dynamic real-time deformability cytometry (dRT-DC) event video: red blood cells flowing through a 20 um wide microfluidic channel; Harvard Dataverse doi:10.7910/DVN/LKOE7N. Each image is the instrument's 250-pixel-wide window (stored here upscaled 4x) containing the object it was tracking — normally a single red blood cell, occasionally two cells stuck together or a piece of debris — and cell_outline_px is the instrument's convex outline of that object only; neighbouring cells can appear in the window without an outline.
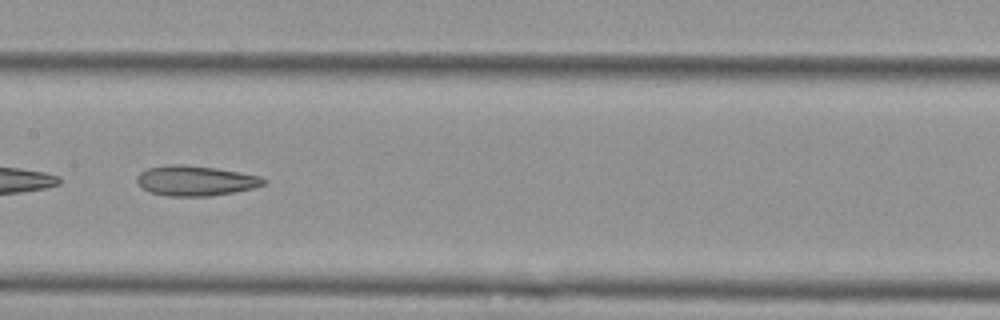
{"species": "Egyptian fruit bat (a non-hibernating species)", "species_latin": "Rousettus aegyptiacus", "temperature_condition": "cold", "stored_images_in_passage": 25, "camera_frame_rate_fps": 3000, "um_per_image_px": 0.085, "animal": {"sex": "female"}, "frame": {"image": 1, "passage_image": 15, "time_ms": 4.667, "image_size_px": [1000, 320], "cell_outline_px": [[268, 180], [264, 184], [256, 188], [208, 196], [168, 196], [152, 192], [144, 188], [136, 180], [136, 176], [140, 172], [148, 168], [168, 164], [180, 164], [216, 168], [260, 176]], "centroid_in_image_um": [16.63, 15.35], "position_along_channel_um": 190.8, "area_um2": 22.08}}
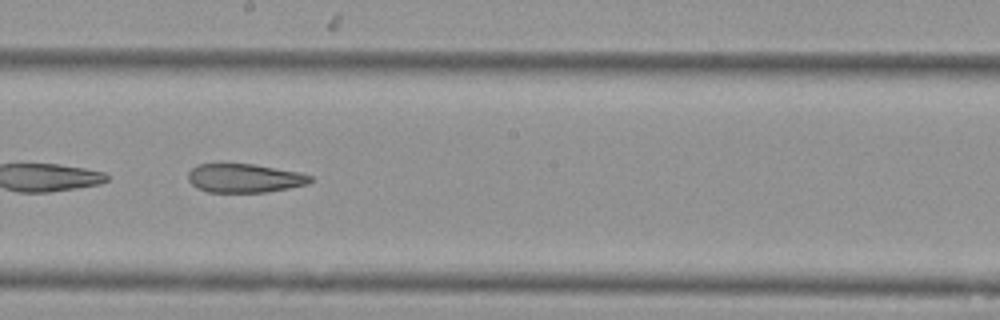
{"frame": {"image": 2, "passage_image": 18, "time_ms": 5.667, "image_size_px": [1000, 320], "cell_outline_px": [[312, 180], [308, 184], [268, 192], [208, 192], [192, 184], [188, 180], [188, 172], [196, 164], [252, 164], [300, 172], [312, 176]], "centroid_in_image_um": [20.79, 15.14], "position_along_channel_um": 227.4, "area_um2": 20.4}}